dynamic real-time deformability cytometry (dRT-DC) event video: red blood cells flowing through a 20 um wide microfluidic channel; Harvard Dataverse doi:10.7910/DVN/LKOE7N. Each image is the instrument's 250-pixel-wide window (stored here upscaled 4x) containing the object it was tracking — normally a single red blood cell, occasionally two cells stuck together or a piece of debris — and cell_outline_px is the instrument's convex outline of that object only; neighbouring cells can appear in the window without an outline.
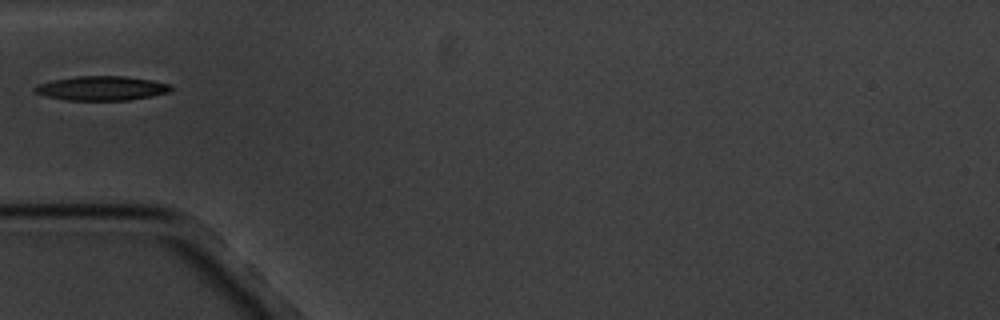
{"species": "common noctule bat (a hibernating species)", "species_latin": "Nyctalus noctula", "temperature_condition": "cold", "stored_images_in_passage": 7, "camera_frame_rate_fps": 3000, "um_per_image_px": 0.085, "animal": {"sex": "male", "body_mass_g": 20.1, "forearm_length_mm": 53.5}, "frame": {"image": 1, "passage_image": 1, "time_ms": 0.0, "image_size_px": [1000, 320], "cell_outline_px": [[176, 88], [168, 92], [128, 100], [68, 100], [48, 96], [32, 92], [32, 88], [36, 84], [52, 80], [76, 76], [124, 76], [152, 80], [172, 84]], "centroid_in_image_um": [8.63, 7.49], "position_along_channel_um": 76.4, "area_um2": 19.36}}
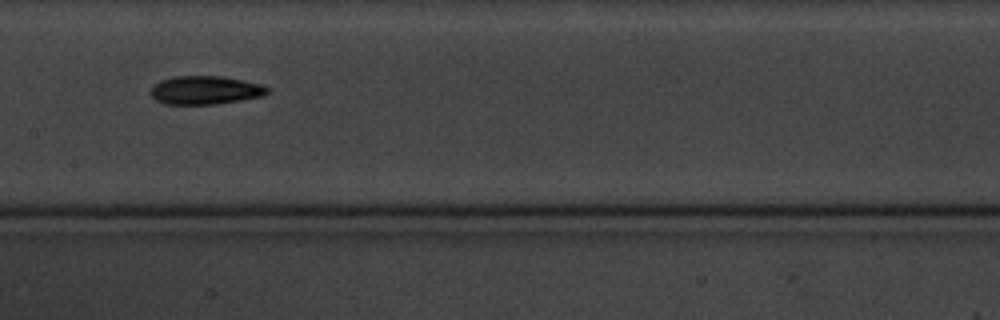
{"frame": {"image": 2, "passage_image": 4, "time_ms": 3.333, "image_size_px": [1000, 320], "cell_outline_px": [[268, 92], [264, 96], [216, 104], [164, 104], [156, 100], [148, 92], [152, 84], [160, 80], [172, 76], [224, 76], [264, 84], [268, 88]], "centroid_in_image_um": [17.42, 7.65], "position_along_channel_um": 190.0, "area_um2": 19.71}}
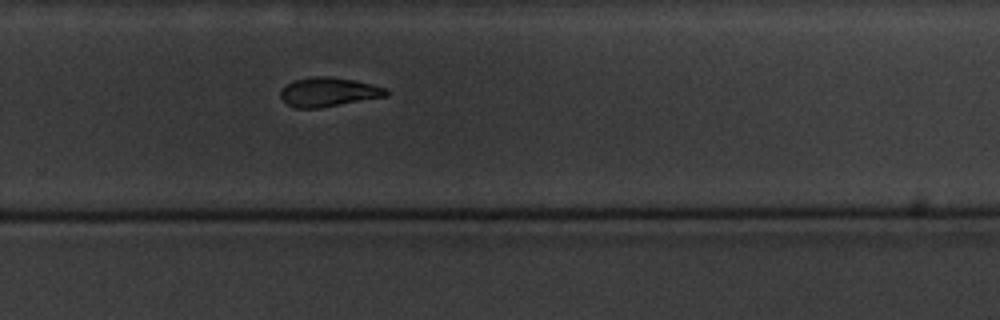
{"frame": {"image": 3, "passage_image": 7, "time_ms": 6.667, "image_size_px": [1000, 320], "cell_outline_px": [[388, 96], [320, 108], [296, 108], [288, 104], [280, 96], [280, 88], [292, 80], [312, 76], [332, 76], [372, 84], [388, 88]], "centroid_in_image_um": [27.91, 7.81], "position_along_channel_um": 301.9, "area_um2": 18.15}}